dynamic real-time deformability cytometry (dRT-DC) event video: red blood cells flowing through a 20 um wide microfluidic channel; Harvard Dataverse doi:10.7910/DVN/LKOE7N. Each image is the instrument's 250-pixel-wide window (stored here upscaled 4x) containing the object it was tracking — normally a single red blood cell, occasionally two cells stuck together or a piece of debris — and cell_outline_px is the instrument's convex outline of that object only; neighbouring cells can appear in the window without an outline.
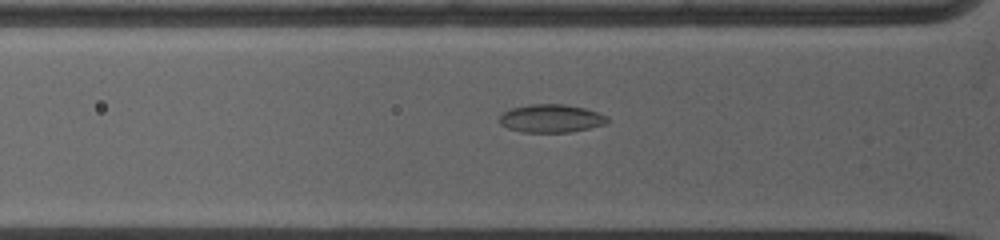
{"species": "common noctule bat (a hibernating species)", "species_latin": "Nyctalus noctula", "temperature_condition": "warm", "stored_images_in_passage": 13, "camera_frame_rate_fps": 5000, "um_per_image_px": 0.085, "animal": {"sex": "female", "body_mass_g": 19.0, "forearm_length_mm": 53.3}, "frame": {"image": 1, "passage_image": 2, "time_ms": 0.4, "image_size_px": [1000, 240], "cell_outline_px": [[608, 124], [572, 132], [524, 132], [508, 128], [500, 124], [500, 116], [504, 112], [512, 108], [528, 104], [564, 104], [584, 108], [608, 116]], "centroid_in_image_um": [46.87, 10.07], "position_along_channel_um": 78.9, "area_um2": 17.69}}
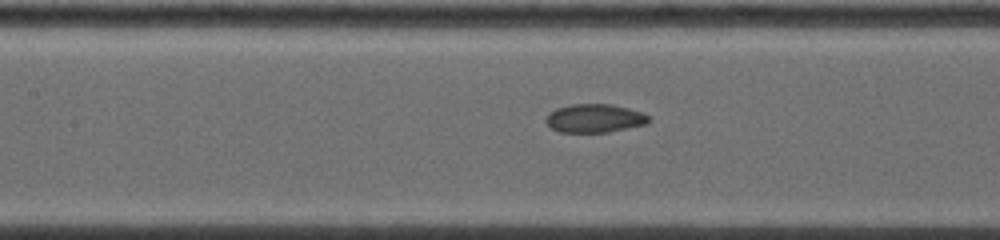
{"frame": {"image": 2, "passage_image": 7, "time_ms": 2.4, "image_size_px": [1000, 240], "cell_outline_px": [[652, 120], [648, 124], [608, 132], [560, 132], [552, 128], [544, 120], [548, 112], [556, 108], [572, 104], [612, 104], [628, 108], [640, 112], [648, 116]], "centroid_in_image_um": [50.54, 10.05], "position_along_channel_um": 156.9, "area_um2": 17.17}}
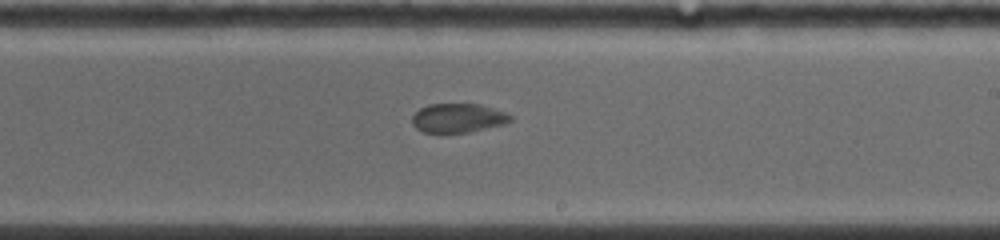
{"frame": {"image": 3, "passage_image": 13, "time_ms": 4.8, "image_size_px": [1000, 240], "cell_outline_px": [[512, 120], [504, 124], [468, 132], [424, 132], [416, 128], [412, 124], [412, 116], [420, 108], [428, 104], [480, 104], [504, 112], [512, 116]], "centroid_in_image_um": [38.92, 10.02], "position_along_channel_um": 250.1, "area_um2": 16.47}}